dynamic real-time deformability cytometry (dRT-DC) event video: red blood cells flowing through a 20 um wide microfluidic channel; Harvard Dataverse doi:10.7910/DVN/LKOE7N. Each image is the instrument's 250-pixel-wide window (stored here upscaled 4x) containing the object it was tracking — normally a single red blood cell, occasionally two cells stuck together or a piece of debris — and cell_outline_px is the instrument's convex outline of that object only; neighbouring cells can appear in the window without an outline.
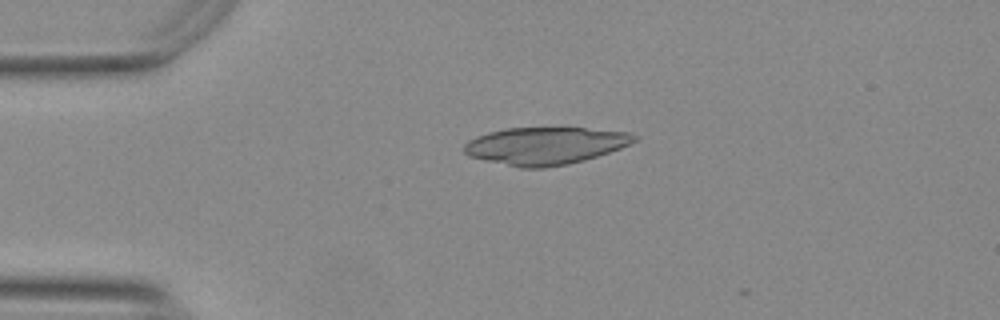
{"species": "Egyptian fruit bat (a non-hibernating species)", "species_latin": "Rousettus aegyptiacus", "temperature_condition": "warm", "stored_images_in_passage": 3, "camera_frame_rate_fps": 3000, "um_per_image_px": 0.085, "animal": {"sex": "female"}, "frame": {"image": 1, "passage_image": 1, "time_ms": 0.0, "image_size_px": [1000, 320], "cell_outline_px": [[636, 140], [620, 148], [584, 160], [568, 164], [544, 168], [520, 168], [468, 156], [464, 152], [464, 144], [468, 140], [476, 136], [488, 132], [504, 128], [584, 128], [632, 132], [636, 136]], "centroid_in_image_um": [46.31, 12.39], "position_along_channel_um": 38.7, "area_um2": 36.99}}